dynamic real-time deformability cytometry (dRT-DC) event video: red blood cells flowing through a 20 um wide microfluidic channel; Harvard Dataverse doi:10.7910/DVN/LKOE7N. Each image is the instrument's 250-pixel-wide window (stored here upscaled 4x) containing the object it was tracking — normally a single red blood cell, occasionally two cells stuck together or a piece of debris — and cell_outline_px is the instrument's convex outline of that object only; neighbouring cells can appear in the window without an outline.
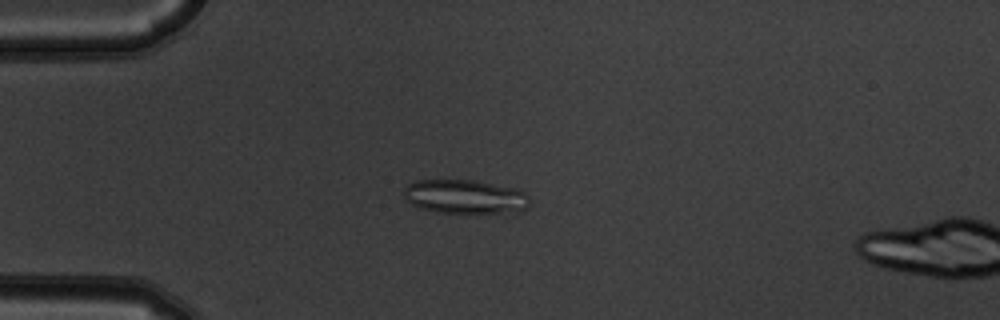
{"species": "common noctule bat (a hibernating species)", "species_latin": "Nyctalus noctula", "temperature_condition": "warm", "stored_images_in_passage": 4, "camera_frame_rate_fps": 3000, "um_per_image_px": 0.085, "animal": {"sex": "male", "body_mass_g": 19.5, "forearm_length_mm": 54.6}, "frame": {"image": 1, "passage_image": 3, "time_ms": 0.667, "image_size_px": [1000, 320], "cell_outline_px": [[528, 208], [516, 216], [436, 212], [420, 208], [412, 204], [404, 196], [404, 188], [408, 184], [416, 180], [476, 180], [520, 188], [528, 196]], "centroid_in_image_um": [39.67, 16.77], "position_along_channel_um": 45.3, "area_um2": 26.3}}